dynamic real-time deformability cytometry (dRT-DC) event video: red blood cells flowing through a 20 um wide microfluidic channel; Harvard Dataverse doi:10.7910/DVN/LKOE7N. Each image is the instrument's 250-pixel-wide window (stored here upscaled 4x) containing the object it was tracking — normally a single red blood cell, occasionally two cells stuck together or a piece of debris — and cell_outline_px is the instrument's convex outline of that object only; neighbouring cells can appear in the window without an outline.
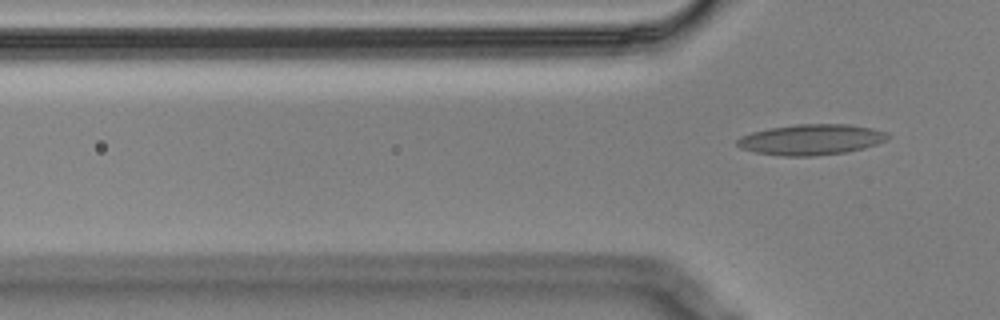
{"species": "Egyptian fruit bat (a non-hibernating species)", "species_latin": "Rousettus aegyptiacus", "temperature_condition": "cold", "stored_images_in_passage": 7, "segment_of_instrument_passage": [2, 2], "camera_frame_rate_fps": 3000, "um_per_image_px": 0.085, "animal": {"sex": "male"}, "frame": {"image": 1, "passage_image": 7, "time_ms": 2.0, "image_size_px": [1000, 320], "cell_outline_px": [[892, 136], [888, 140], [864, 148], [844, 152], [812, 156], [784, 156], [756, 152], [740, 148], [736, 144], [736, 140], [740, 136], [752, 132], [768, 128], [796, 124], [848, 124], [872, 128], [888, 132]], "centroid_in_image_um": [68.97, 11.85], "position_along_channel_um": 56.8, "area_um2": 27.05}}